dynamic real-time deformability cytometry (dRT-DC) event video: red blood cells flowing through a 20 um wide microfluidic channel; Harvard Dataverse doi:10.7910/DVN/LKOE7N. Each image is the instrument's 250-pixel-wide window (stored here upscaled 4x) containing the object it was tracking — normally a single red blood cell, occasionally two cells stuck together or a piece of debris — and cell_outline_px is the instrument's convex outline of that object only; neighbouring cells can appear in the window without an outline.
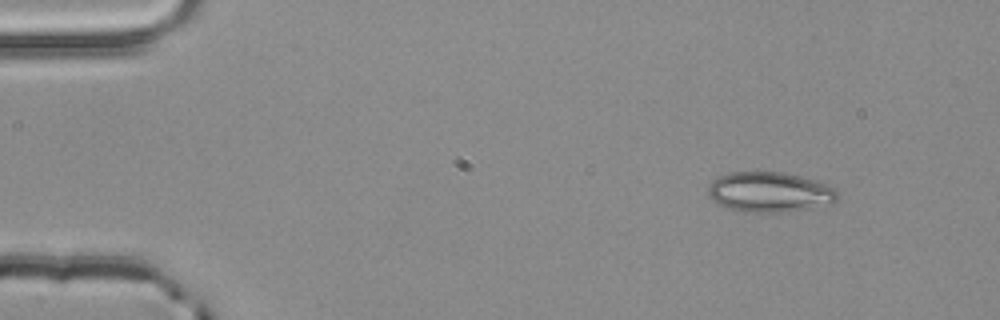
{"species": "common noctule bat (a hibernating species)", "species_latin": "Nyctalus noctula", "temperature_condition": "room temperature", "stored_images_in_passage": 3, "camera_frame_rate_fps": 3000, "um_per_image_px": 0.085, "animal": {"sex": "male", "body_mass_g": 20.4}, "frame": {"image": 1, "passage_image": 1, "time_ms": 0.0, "image_size_px": [1000, 320], "cell_outline_px": [[840, 196], [832, 204], [792, 212], [744, 212], [720, 204], [708, 192], [708, 184], [712, 180], [720, 176], [732, 172], [784, 172], [816, 180], [828, 184], [836, 188]], "centroid_in_image_um": [65.52, 16.32], "position_along_channel_um": 19.5, "area_um2": 30.4}}